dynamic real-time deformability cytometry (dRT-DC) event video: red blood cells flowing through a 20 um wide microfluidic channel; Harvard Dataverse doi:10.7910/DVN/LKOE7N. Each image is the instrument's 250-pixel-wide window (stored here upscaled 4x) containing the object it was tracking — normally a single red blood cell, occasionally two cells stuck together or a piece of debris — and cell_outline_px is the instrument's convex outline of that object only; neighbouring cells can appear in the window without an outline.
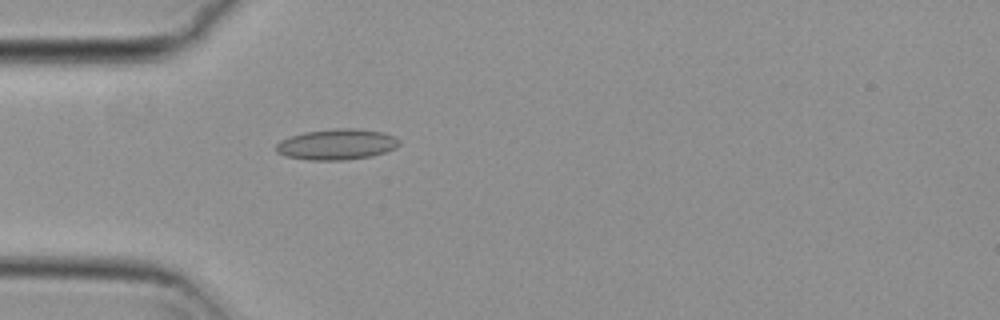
{"species": "common noctule bat (a hibernating species)", "species_latin": "Nyctalus noctula", "temperature_condition": "cold", "stored_images_in_passage": 50, "camera_frame_rate_fps": 3000, "um_per_image_px": 0.085, "animal": {"sex": "female", "body_mass_g": 29.2, "forearm_length_mm": 56.3}, "frame": {"image": 1, "passage_image": 11, "time_ms": 3.333, "image_size_px": [1000, 320], "cell_outline_px": [[400, 144], [396, 148], [372, 156], [344, 160], [308, 160], [284, 156], [276, 152], [276, 144], [280, 140], [288, 136], [304, 132], [336, 128], [356, 128], [384, 132], [396, 136], [400, 140]], "centroid_in_image_um": [28.62, 12.26], "position_along_channel_um": 56.4, "area_um2": 22.43}}
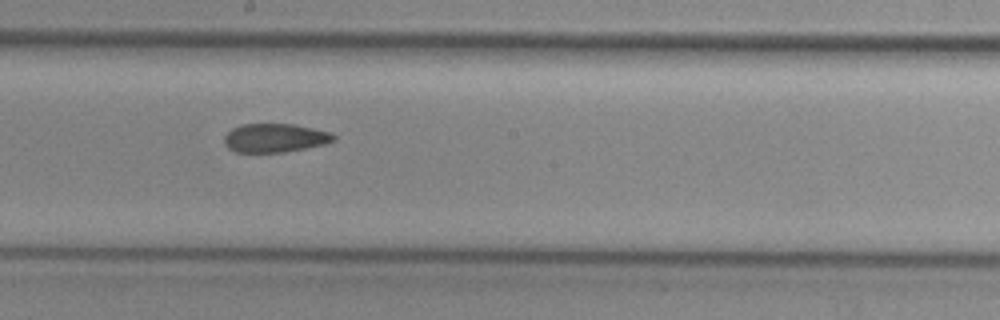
{"frame": {"image": 2, "passage_image": 25, "time_ms": 8.0, "image_size_px": [1000, 320], "cell_outline_px": [[336, 140], [324, 144], [284, 152], [236, 152], [228, 148], [224, 144], [224, 136], [232, 128], [240, 124], [292, 124], [332, 132], [336, 136]], "centroid_in_image_um": [23.36, 11.72], "position_along_channel_um": 224.8, "area_um2": 18.32}}
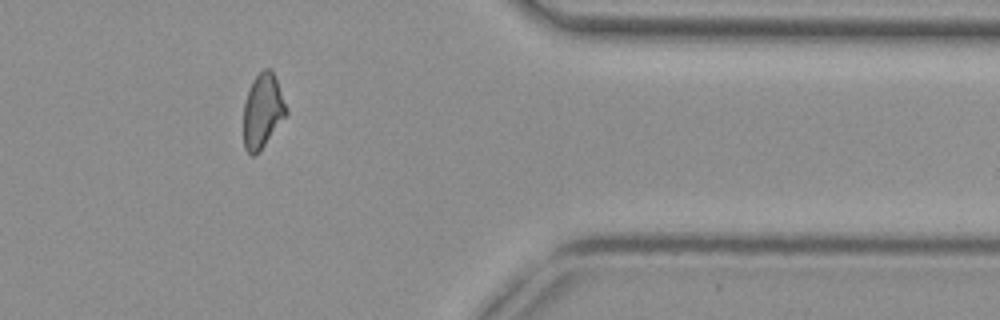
{"frame": {"image": 3, "passage_image": 40, "time_ms": 13.0, "image_size_px": [1000, 320], "cell_outline_px": [[288, 112], [260, 152], [256, 156], [252, 156], [244, 148], [244, 100], [252, 80], [264, 68], [272, 68], [288, 108]], "centroid_in_image_um": [22.33, 9.42], "position_along_channel_um": 389.1, "area_um2": 18.73}, "authors_computed_cell_mechanics": {"area_um2": 19.1318, "velocity_mm_per_s": 3.7156, "shape_relaxation_time_tau1_ms": null, "shape_relaxation_time_tau2_ms": 4.4029, "deformation_change_tau1": null, "deformation_change_tau2": 0.1117}}